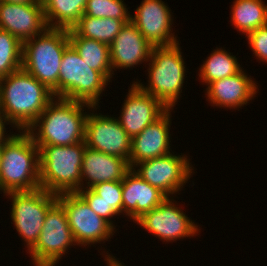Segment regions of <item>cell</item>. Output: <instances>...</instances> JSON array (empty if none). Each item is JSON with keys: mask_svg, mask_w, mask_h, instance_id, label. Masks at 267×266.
<instances>
[{"mask_svg": "<svg viewBox=\"0 0 267 266\" xmlns=\"http://www.w3.org/2000/svg\"><path fill=\"white\" fill-rule=\"evenodd\" d=\"M54 98L51 90L23 68L0 79V112L17 130L26 131Z\"/></svg>", "mask_w": 267, "mask_h": 266, "instance_id": "cell-1", "label": "cell"}, {"mask_svg": "<svg viewBox=\"0 0 267 266\" xmlns=\"http://www.w3.org/2000/svg\"><path fill=\"white\" fill-rule=\"evenodd\" d=\"M84 107L93 108V112L97 109L87 103L55 97L26 131L36 146H69L83 142L88 115L83 112Z\"/></svg>", "mask_w": 267, "mask_h": 266, "instance_id": "cell-2", "label": "cell"}, {"mask_svg": "<svg viewBox=\"0 0 267 266\" xmlns=\"http://www.w3.org/2000/svg\"><path fill=\"white\" fill-rule=\"evenodd\" d=\"M19 133L1 146L0 190L4 195L41 188L39 148L27 131Z\"/></svg>", "mask_w": 267, "mask_h": 266, "instance_id": "cell-3", "label": "cell"}, {"mask_svg": "<svg viewBox=\"0 0 267 266\" xmlns=\"http://www.w3.org/2000/svg\"><path fill=\"white\" fill-rule=\"evenodd\" d=\"M70 45L67 29L47 28L23 43L22 68L58 98V80L65 49Z\"/></svg>", "mask_w": 267, "mask_h": 266, "instance_id": "cell-4", "label": "cell"}, {"mask_svg": "<svg viewBox=\"0 0 267 266\" xmlns=\"http://www.w3.org/2000/svg\"><path fill=\"white\" fill-rule=\"evenodd\" d=\"M40 160V187L56 195L75 193L81 187L85 141L69 146H37Z\"/></svg>", "mask_w": 267, "mask_h": 266, "instance_id": "cell-5", "label": "cell"}, {"mask_svg": "<svg viewBox=\"0 0 267 266\" xmlns=\"http://www.w3.org/2000/svg\"><path fill=\"white\" fill-rule=\"evenodd\" d=\"M179 45L178 42L171 46L153 47L148 68L149 85L135 82L167 109L174 108L185 80V62Z\"/></svg>", "mask_w": 267, "mask_h": 266, "instance_id": "cell-6", "label": "cell"}, {"mask_svg": "<svg viewBox=\"0 0 267 266\" xmlns=\"http://www.w3.org/2000/svg\"><path fill=\"white\" fill-rule=\"evenodd\" d=\"M108 80L89 67L69 45L63 54L58 80V97L97 106Z\"/></svg>", "mask_w": 267, "mask_h": 266, "instance_id": "cell-7", "label": "cell"}, {"mask_svg": "<svg viewBox=\"0 0 267 266\" xmlns=\"http://www.w3.org/2000/svg\"><path fill=\"white\" fill-rule=\"evenodd\" d=\"M5 194L12 198L11 220L30 251L38 241L47 211L57 201V195L43 188Z\"/></svg>", "mask_w": 267, "mask_h": 266, "instance_id": "cell-8", "label": "cell"}, {"mask_svg": "<svg viewBox=\"0 0 267 266\" xmlns=\"http://www.w3.org/2000/svg\"><path fill=\"white\" fill-rule=\"evenodd\" d=\"M77 245L63 206L56 201L47 211L38 241L29 251L35 266H55L68 247Z\"/></svg>", "mask_w": 267, "mask_h": 266, "instance_id": "cell-9", "label": "cell"}, {"mask_svg": "<svg viewBox=\"0 0 267 266\" xmlns=\"http://www.w3.org/2000/svg\"><path fill=\"white\" fill-rule=\"evenodd\" d=\"M57 201L63 206L73 238L77 245L86 246L108 241L113 236L114 227L97 215L77 193L57 195Z\"/></svg>", "mask_w": 267, "mask_h": 266, "instance_id": "cell-10", "label": "cell"}, {"mask_svg": "<svg viewBox=\"0 0 267 266\" xmlns=\"http://www.w3.org/2000/svg\"><path fill=\"white\" fill-rule=\"evenodd\" d=\"M187 157L170 153L163 157L139 162L135 168L140 166V169H133L143 180L168 197L175 195L191 177L194 169Z\"/></svg>", "mask_w": 267, "mask_h": 266, "instance_id": "cell-11", "label": "cell"}, {"mask_svg": "<svg viewBox=\"0 0 267 266\" xmlns=\"http://www.w3.org/2000/svg\"><path fill=\"white\" fill-rule=\"evenodd\" d=\"M86 147L121 157L130 164L131 137L115 117L89 113L85 124Z\"/></svg>", "mask_w": 267, "mask_h": 266, "instance_id": "cell-12", "label": "cell"}, {"mask_svg": "<svg viewBox=\"0 0 267 266\" xmlns=\"http://www.w3.org/2000/svg\"><path fill=\"white\" fill-rule=\"evenodd\" d=\"M167 197L159 206L143 214L135 221L145 230L163 242H174L180 238L193 237L199 229L183 210L176 206L175 200Z\"/></svg>", "mask_w": 267, "mask_h": 266, "instance_id": "cell-13", "label": "cell"}, {"mask_svg": "<svg viewBox=\"0 0 267 266\" xmlns=\"http://www.w3.org/2000/svg\"><path fill=\"white\" fill-rule=\"evenodd\" d=\"M170 11L162 0H143L135 15H131V22L153 47L171 46L179 41L171 33Z\"/></svg>", "mask_w": 267, "mask_h": 266, "instance_id": "cell-14", "label": "cell"}, {"mask_svg": "<svg viewBox=\"0 0 267 266\" xmlns=\"http://www.w3.org/2000/svg\"><path fill=\"white\" fill-rule=\"evenodd\" d=\"M47 28L42 0L31 4L0 2V29L15 36L22 44Z\"/></svg>", "mask_w": 267, "mask_h": 266, "instance_id": "cell-15", "label": "cell"}, {"mask_svg": "<svg viewBox=\"0 0 267 266\" xmlns=\"http://www.w3.org/2000/svg\"><path fill=\"white\" fill-rule=\"evenodd\" d=\"M126 97L118 120L131 138L143 131L167 110L157 98L143 91L135 81Z\"/></svg>", "mask_w": 267, "mask_h": 266, "instance_id": "cell-16", "label": "cell"}, {"mask_svg": "<svg viewBox=\"0 0 267 266\" xmlns=\"http://www.w3.org/2000/svg\"><path fill=\"white\" fill-rule=\"evenodd\" d=\"M167 109L158 119L131 138L130 167L139 162L170 154V113Z\"/></svg>", "mask_w": 267, "mask_h": 266, "instance_id": "cell-17", "label": "cell"}, {"mask_svg": "<svg viewBox=\"0 0 267 266\" xmlns=\"http://www.w3.org/2000/svg\"><path fill=\"white\" fill-rule=\"evenodd\" d=\"M153 46L130 21L126 23L114 41L109 45L112 71L115 68H131L148 62Z\"/></svg>", "mask_w": 267, "mask_h": 266, "instance_id": "cell-18", "label": "cell"}, {"mask_svg": "<svg viewBox=\"0 0 267 266\" xmlns=\"http://www.w3.org/2000/svg\"><path fill=\"white\" fill-rule=\"evenodd\" d=\"M167 196L143 180L131 168L122 180L123 215L135 222L146 212L159 206Z\"/></svg>", "mask_w": 267, "mask_h": 266, "instance_id": "cell-19", "label": "cell"}, {"mask_svg": "<svg viewBox=\"0 0 267 266\" xmlns=\"http://www.w3.org/2000/svg\"><path fill=\"white\" fill-rule=\"evenodd\" d=\"M256 82L244 71L209 83L206 95L212 106L238 109L249 103L257 93Z\"/></svg>", "mask_w": 267, "mask_h": 266, "instance_id": "cell-20", "label": "cell"}, {"mask_svg": "<svg viewBox=\"0 0 267 266\" xmlns=\"http://www.w3.org/2000/svg\"><path fill=\"white\" fill-rule=\"evenodd\" d=\"M130 169V164L125 159L86 147L83 154L80 190L85 185L83 179L87 184L84 189L86 187L90 189L101 182L122 181Z\"/></svg>", "mask_w": 267, "mask_h": 266, "instance_id": "cell-21", "label": "cell"}, {"mask_svg": "<svg viewBox=\"0 0 267 266\" xmlns=\"http://www.w3.org/2000/svg\"><path fill=\"white\" fill-rule=\"evenodd\" d=\"M70 45L90 68L99 71L109 82L112 78L109 45L99 41L78 36L72 29L68 30Z\"/></svg>", "mask_w": 267, "mask_h": 266, "instance_id": "cell-22", "label": "cell"}, {"mask_svg": "<svg viewBox=\"0 0 267 266\" xmlns=\"http://www.w3.org/2000/svg\"><path fill=\"white\" fill-rule=\"evenodd\" d=\"M42 3L48 28L69 30L83 16L87 0H42Z\"/></svg>", "mask_w": 267, "mask_h": 266, "instance_id": "cell-23", "label": "cell"}, {"mask_svg": "<svg viewBox=\"0 0 267 266\" xmlns=\"http://www.w3.org/2000/svg\"><path fill=\"white\" fill-rule=\"evenodd\" d=\"M125 24L118 19L83 15L71 29L80 37L110 45Z\"/></svg>", "mask_w": 267, "mask_h": 266, "instance_id": "cell-24", "label": "cell"}, {"mask_svg": "<svg viewBox=\"0 0 267 266\" xmlns=\"http://www.w3.org/2000/svg\"><path fill=\"white\" fill-rule=\"evenodd\" d=\"M231 13L232 25L244 34L267 25V5L262 0H236Z\"/></svg>", "mask_w": 267, "mask_h": 266, "instance_id": "cell-25", "label": "cell"}, {"mask_svg": "<svg viewBox=\"0 0 267 266\" xmlns=\"http://www.w3.org/2000/svg\"><path fill=\"white\" fill-rule=\"evenodd\" d=\"M235 57L225 49H215L199 69V77L202 82L208 85L211 82L233 76L243 70Z\"/></svg>", "mask_w": 267, "mask_h": 266, "instance_id": "cell-26", "label": "cell"}, {"mask_svg": "<svg viewBox=\"0 0 267 266\" xmlns=\"http://www.w3.org/2000/svg\"><path fill=\"white\" fill-rule=\"evenodd\" d=\"M23 44L9 32L0 29V79L22 68Z\"/></svg>", "mask_w": 267, "mask_h": 266, "instance_id": "cell-27", "label": "cell"}, {"mask_svg": "<svg viewBox=\"0 0 267 266\" xmlns=\"http://www.w3.org/2000/svg\"><path fill=\"white\" fill-rule=\"evenodd\" d=\"M127 9L122 0H87L83 15L96 18H113L128 23L131 21V15Z\"/></svg>", "mask_w": 267, "mask_h": 266, "instance_id": "cell-28", "label": "cell"}, {"mask_svg": "<svg viewBox=\"0 0 267 266\" xmlns=\"http://www.w3.org/2000/svg\"><path fill=\"white\" fill-rule=\"evenodd\" d=\"M100 199L123 213L122 181H108L95 184L90 188Z\"/></svg>", "mask_w": 267, "mask_h": 266, "instance_id": "cell-29", "label": "cell"}, {"mask_svg": "<svg viewBox=\"0 0 267 266\" xmlns=\"http://www.w3.org/2000/svg\"><path fill=\"white\" fill-rule=\"evenodd\" d=\"M89 205V207L100 217L107 220L114 228L111 217L120 214V212L113 206L109 205L95 194L91 189H81L77 192Z\"/></svg>", "mask_w": 267, "mask_h": 266, "instance_id": "cell-30", "label": "cell"}, {"mask_svg": "<svg viewBox=\"0 0 267 266\" xmlns=\"http://www.w3.org/2000/svg\"><path fill=\"white\" fill-rule=\"evenodd\" d=\"M245 35H247L250 48L257 59L267 62V25Z\"/></svg>", "mask_w": 267, "mask_h": 266, "instance_id": "cell-31", "label": "cell"}, {"mask_svg": "<svg viewBox=\"0 0 267 266\" xmlns=\"http://www.w3.org/2000/svg\"><path fill=\"white\" fill-rule=\"evenodd\" d=\"M9 121L7 120L6 117H4L2 115V113L0 112V147L12 136V135H5L7 133L6 132V128L5 125L8 124Z\"/></svg>", "mask_w": 267, "mask_h": 266, "instance_id": "cell-32", "label": "cell"}, {"mask_svg": "<svg viewBox=\"0 0 267 266\" xmlns=\"http://www.w3.org/2000/svg\"><path fill=\"white\" fill-rule=\"evenodd\" d=\"M108 255H106V258L104 260L107 261V266H126V265H122V263H120V261L116 260L115 257L111 256L109 253H106Z\"/></svg>", "mask_w": 267, "mask_h": 266, "instance_id": "cell-33", "label": "cell"}, {"mask_svg": "<svg viewBox=\"0 0 267 266\" xmlns=\"http://www.w3.org/2000/svg\"><path fill=\"white\" fill-rule=\"evenodd\" d=\"M38 0H0V2L14 3V4H31Z\"/></svg>", "mask_w": 267, "mask_h": 266, "instance_id": "cell-34", "label": "cell"}]
</instances>
